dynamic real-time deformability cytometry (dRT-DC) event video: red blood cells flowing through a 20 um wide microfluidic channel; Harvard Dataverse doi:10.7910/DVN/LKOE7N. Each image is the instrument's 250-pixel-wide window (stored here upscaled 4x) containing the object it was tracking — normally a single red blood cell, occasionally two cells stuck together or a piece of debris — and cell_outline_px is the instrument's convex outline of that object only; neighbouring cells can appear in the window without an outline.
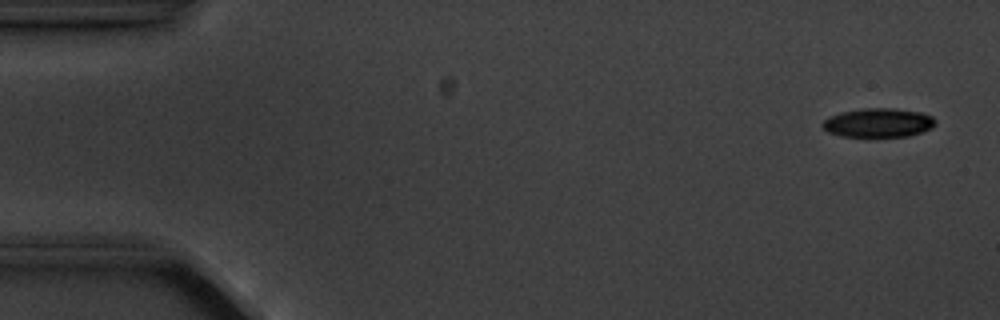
{"species": "common noctule bat (a hibernating species)", "species_latin": "Nyctalus noctula", "temperature_condition": "cold", "stored_images_in_passage": 6, "camera_frame_rate_fps": 3000, "um_per_image_px": 0.085, "animal": {"sex": "male", "body_mass_g": 20.1, "forearm_length_mm": 53.5}, "frame": {"image": 1, "passage_image": 1, "time_ms": 0.0, "image_size_px": [1000, 320], "cell_outline_px": [[936, 124], [932, 128], [908, 136], [876, 140], [840, 136], [828, 132], [820, 124], [828, 116], [840, 112], [864, 108], [892, 108], [920, 112], [932, 116], [936, 120]], "centroid_in_image_um": [74.62, 10.48], "position_along_channel_um": 10.4, "area_um2": 20.06}}